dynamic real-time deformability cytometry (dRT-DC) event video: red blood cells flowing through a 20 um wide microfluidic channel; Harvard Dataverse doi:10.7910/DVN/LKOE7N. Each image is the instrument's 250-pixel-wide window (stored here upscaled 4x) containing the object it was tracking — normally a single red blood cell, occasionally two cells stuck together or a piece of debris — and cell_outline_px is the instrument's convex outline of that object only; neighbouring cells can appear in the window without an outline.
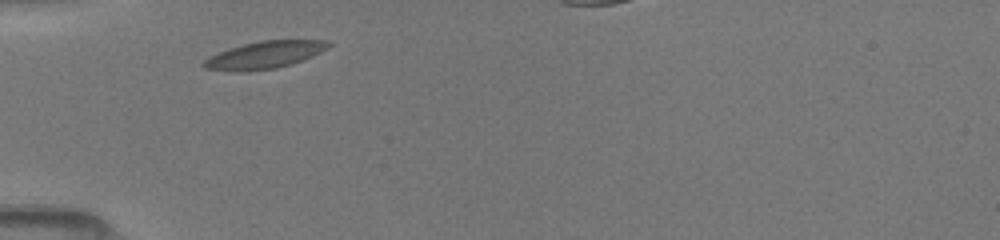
{"species": "common noctule bat (a hibernating species)", "species_latin": "Nyctalus noctula", "temperature_condition": "room temperature", "stored_images_in_passage": 14, "camera_frame_rate_fps": 3000, "um_per_image_px": 0.085, "animal": {"sex": "female", "body_mass_g": 19.5, "forearm_length_mm": 54.1}, "frame": {"image": 1, "passage_image": 1, "time_ms": 0.0, "image_size_px": [1000, 240], "cell_outline_px": [[332, 44], [328, 48], [312, 56], [276, 68], [240, 72], [204, 68], [204, 60], [228, 48], [260, 40], [324, 40]], "centroid_in_image_um": [22.49, 4.66], "position_along_channel_um": 62.5, "area_um2": 19.42}}
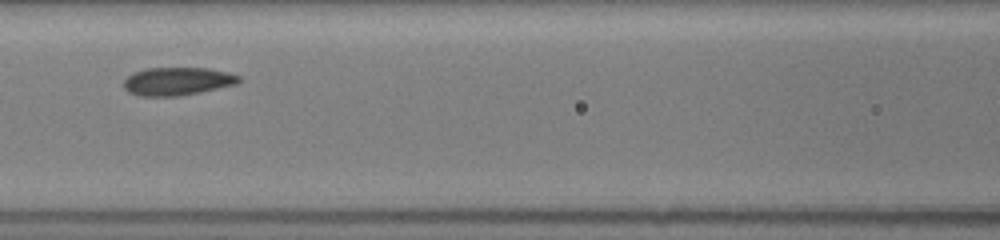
{"frame": {"image": 2, "passage_image": 6, "time_ms": 2.333, "image_size_px": [1000, 240], "cell_outline_px": [[240, 80], [236, 84], [200, 92], [176, 96], [140, 96], [128, 92], [124, 88], [124, 80], [128, 76], [136, 72], [148, 68], [208, 68], [228, 72], [240, 76]], "centroid_in_image_um": [15.08, 6.91], "position_along_channel_um": 151.5, "area_um2": 18.67}}
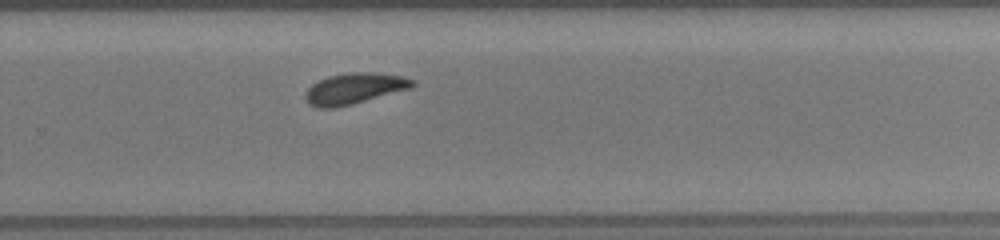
{"frame": {"image": 3, "passage_image": 14, "time_ms": 6.0, "image_size_px": [1000, 240], "cell_outline_px": [[416, 84], [412, 88], [352, 104], [336, 108], [316, 108], [308, 104], [304, 100], [304, 92], [312, 84], [328, 76], [348, 72], [376, 72], [400, 76], [416, 80]], "centroid_in_image_um": [30.1, 7.53], "position_along_channel_um": 299.7, "area_um2": 19.59}}